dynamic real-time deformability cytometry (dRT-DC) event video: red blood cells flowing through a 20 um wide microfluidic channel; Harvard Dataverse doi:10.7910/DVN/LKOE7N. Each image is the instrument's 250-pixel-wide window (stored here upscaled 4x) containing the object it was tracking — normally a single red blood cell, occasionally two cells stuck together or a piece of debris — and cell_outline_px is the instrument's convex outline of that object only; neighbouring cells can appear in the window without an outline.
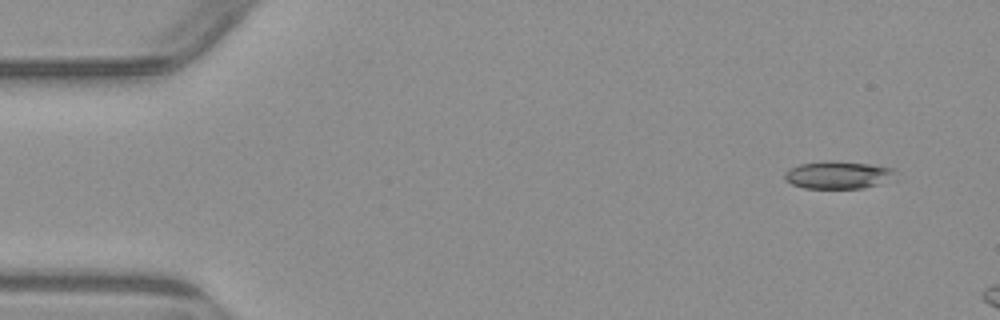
{"species": "common noctule bat (a hibernating species)", "species_latin": "Nyctalus noctula", "temperature_condition": "warm", "stored_images_in_passage": 6, "segment_of_instrument_passage": [2, 2], "camera_frame_rate_fps": 3000, "um_per_image_px": 0.085, "animal": {"sex": "male", "body_mass_g": 23.1, "forearm_length_mm": 52.7}, "frame": {"image": 1, "passage_image": 6, "time_ms": 6.0, "image_size_px": [1000, 320], "cell_outline_px": [[896, 180], [864, 188], [804, 188], [792, 184], [784, 180], [784, 172], [788, 168], [800, 164], [832, 160], [868, 164], [896, 168]], "centroid_in_image_um": [71.29, 14.87], "position_along_channel_um": 13.7, "area_um2": 18.21}}